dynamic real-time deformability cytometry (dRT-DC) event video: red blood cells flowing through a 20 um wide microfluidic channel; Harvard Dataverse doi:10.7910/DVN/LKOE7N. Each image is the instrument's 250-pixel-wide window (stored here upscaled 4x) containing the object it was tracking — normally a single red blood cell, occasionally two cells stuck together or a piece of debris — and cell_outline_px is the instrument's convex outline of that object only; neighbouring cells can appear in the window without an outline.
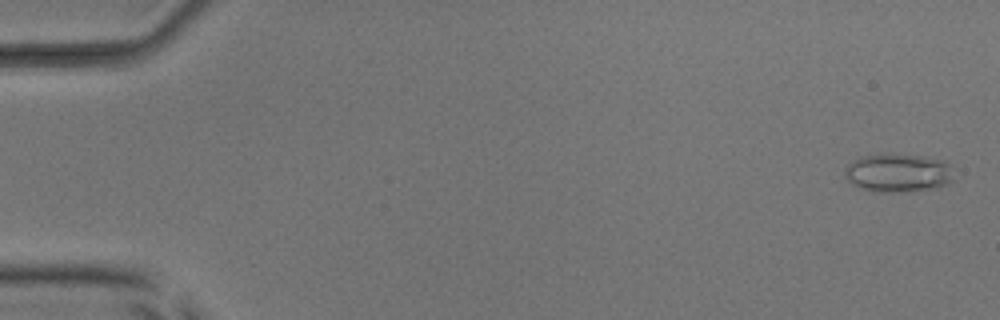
{"species": "common noctule bat (a hibernating species)", "species_latin": "Nyctalus noctula", "temperature_condition": "room temperature", "stored_images_in_passage": 44, "camera_frame_rate_fps": 3000, "um_per_image_px": 0.085, "animal": {"sex": "male", "body_mass_g": 17.9, "forearm_length_mm": 54.2}, "frame": {"image": 1, "passage_image": 2, "time_ms": 0.333, "image_size_px": [1000, 320], "cell_outline_px": [[952, 180], [948, 184], [936, 188], [900, 192], [872, 192], [860, 188], [852, 184], [848, 180], [844, 172], [848, 164], [860, 156], [888, 152], [924, 156], [948, 160]], "centroid_in_image_um": [76.32, 14.67], "position_along_channel_um": 8.7, "area_um2": 24.97}}
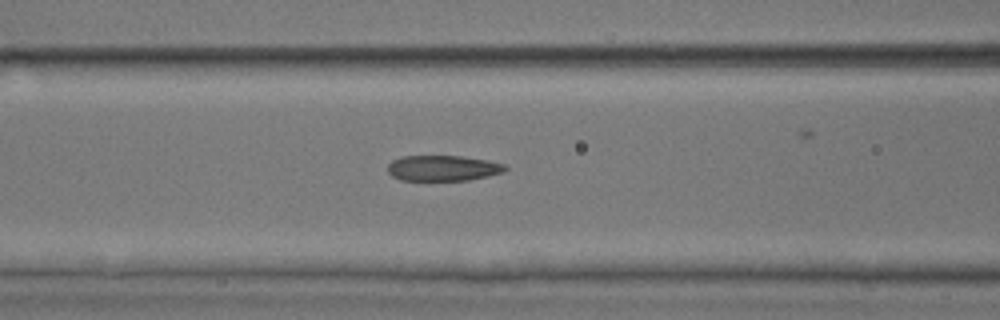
{"frame": {"image": 2, "passage_image": 23, "time_ms": 7.333, "image_size_px": [1000, 320], "cell_outline_px": [[508, 168], [504, 172], [488, 176], [468, 180], [400, 180], [392, 176], [388, 172], [388, 164], [392, 160], [404, 156], [460, 156], [488, 160], [504, 164]], "centroid_in_image_um": [37.65, 14.29], "position_along_channel_um": 128.9, "area_um2": 17.51}}
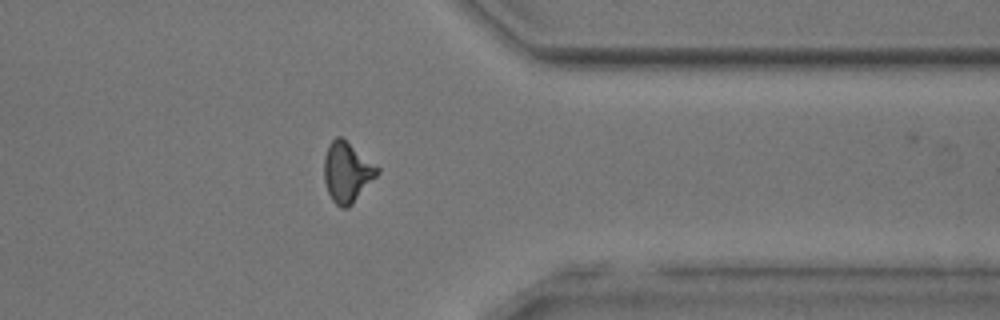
{"frame": {"image": 3, "passage_image": 43, "time_ms": 14.0, "image_size_px": [1000, 320], "cell_outline_px": [[380, 172], [352, 204], [348, 208], [340, 208], [332, 200], [328, 192], [324, 180], [324, 156], [328, 144], [336, 136], [340, 136], [380, 168]], "centroid_in_image_um": [29.48, 14.64], "position_along_channel_um": 381.9, "area_um2": 18.55}}